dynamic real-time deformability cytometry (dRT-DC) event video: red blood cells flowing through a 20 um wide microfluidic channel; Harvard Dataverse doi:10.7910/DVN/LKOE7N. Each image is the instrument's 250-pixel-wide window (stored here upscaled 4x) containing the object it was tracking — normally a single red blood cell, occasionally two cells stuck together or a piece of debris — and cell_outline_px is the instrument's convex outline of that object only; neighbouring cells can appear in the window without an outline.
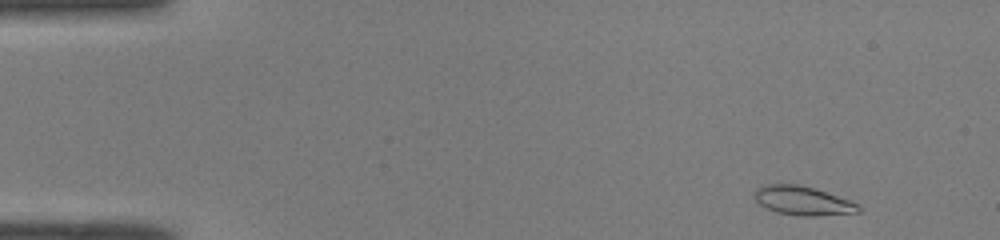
{"species": "common noctule bat (a hibernating species)", "species_latin": "Nyctalus noctula", "temperature_condition": "room temperature", "stored_images_in_passage": 11, "camera_frame_rate_fps": 3000, "um_per_image_px": 0.085, "animal": {"sex": "male", "body_mass_g": 19.0, "forearm_length_mm": 50.8}, "frame": {"image": 1, "passage_image": 1, "time_ms": 0.0, "image_size_px": [1000, 240], "cell_outline_px": [[860, 212], [812, 216], [800, 216], [776, 212], [760, 204], [752, 196], [756, 188], [768, 184], [800, 184], [860, 204]], "centroid_in_image_um": [68.2, 17.06], "position_along_channel_um": 16.8, "area_um2": 17.34}}